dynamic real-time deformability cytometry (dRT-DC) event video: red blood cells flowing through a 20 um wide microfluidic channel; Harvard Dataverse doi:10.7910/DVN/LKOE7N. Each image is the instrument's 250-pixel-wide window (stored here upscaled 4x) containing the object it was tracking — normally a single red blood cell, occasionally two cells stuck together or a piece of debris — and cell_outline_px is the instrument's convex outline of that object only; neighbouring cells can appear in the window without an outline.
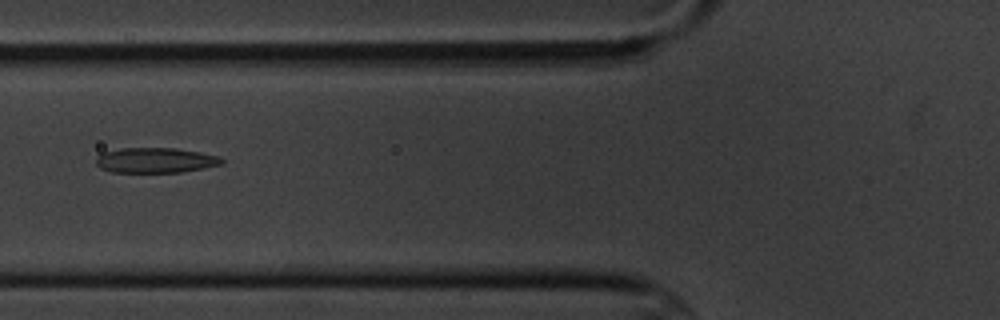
{"species": "common noctule bat (a hibernating species)", "species_latin": "Nyctalus noctula", "temperature_condition": "cold", "stored_images_in_passage": 7, "camera_frame_rate_fps": 3000, "um_per_image_px": 0.085, "animal": {"sex": "male", "body_mass_g": 20.1, "forearm_length_mm": 53.5}, "frame": {"image": 1, "passage_image": 7, "time_ms": 7.0, "image_size_px": [1000, 320], "cell_outline_px": [[224, 164], [204, 168], [180, 172], [112, 172], [100, 168], [96, 164], [96, 156], [104, 152], [120, 148], [176, 148], [200, 152], [216, 156], [224, 160]], "centroid_in_image_um": [13.2, 13.62], "position_along_channel_um": 112.6, "area_um2": 18.44}}